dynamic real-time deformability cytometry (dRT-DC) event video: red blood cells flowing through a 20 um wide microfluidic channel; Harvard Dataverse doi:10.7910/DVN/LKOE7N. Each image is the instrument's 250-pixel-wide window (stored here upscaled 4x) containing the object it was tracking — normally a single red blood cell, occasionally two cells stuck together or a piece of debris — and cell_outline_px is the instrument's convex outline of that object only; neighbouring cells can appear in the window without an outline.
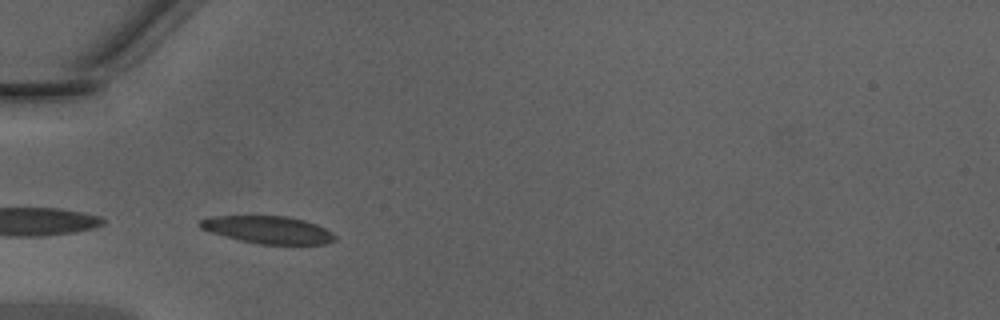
{"species": "Egyptian fruit bat (a non-hibernating species)", "species_latin": "Rousettus aegyptiacus", "temperature_condition": "warm", "stored_images_in_passage": 33, "camera_frame_rate_fps": 3000, "um_per_image_px": 0.085, "animal": {"sex": "male"}, "frame": {"image": 1, "passage_image": 1, "time_ms": 0.0, "image_size_px": [1000, 320], "cell_outline_px": [[336, 240], [328, 244], [260, 244], [240, 240], [212, 232], [200, 228], [200, 220], [208, 216], [288, 216], [304, 220], [316, 224], [332, 232], [336, 236]], "centroid_in_image_um": [22.82, 19.53], "position_along_channel_um": 62.2, "area_um2": 21.5}}
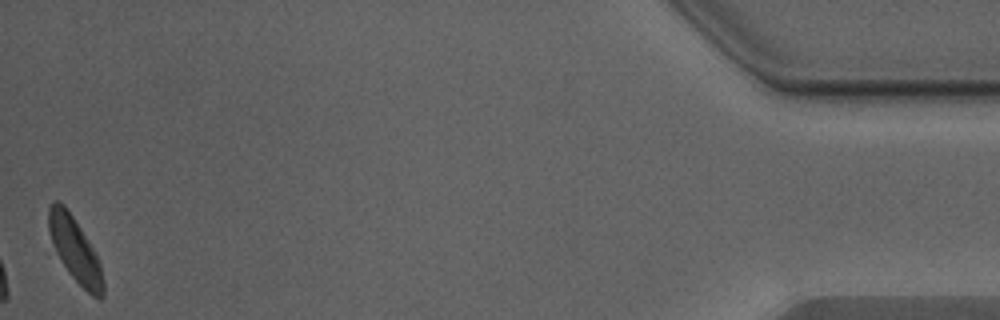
{"frame": {"image": 2, "passage_image": 33, "time_ms": 10.667, "image_size_px": [1000, 320], "cell_outline_px": [[104, 296], [100, 300], [92, 296], [68, 272], [60, 260], [56, 252], [48, 232], [48, 208], [52, 200], [56, 200], [64, 204], [80, 228], [92, 248], [100, 264], [104, 284]], "centroid_in_image_um": [6.35, 21.23], "position_along_channel_um": 428.8, "area_um2": 20.17}}